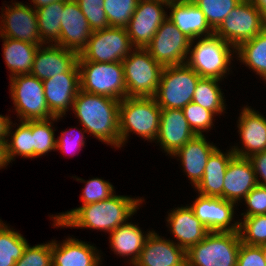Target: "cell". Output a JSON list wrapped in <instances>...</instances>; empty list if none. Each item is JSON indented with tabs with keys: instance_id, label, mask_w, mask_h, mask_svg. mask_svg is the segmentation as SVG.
I'll return each instance as SVG.
<instances>
[{
	"instance_id": "9",
	"label": "cell",
	"mask_w": 266,
	"mask_h": 266,
	"mask_svg": "<svg viewBox=\"0 0 266 266\" xmlns=\"http://www.w3.org/2000/svg\"><path fill=\"white\" fill-rule=\"evenodd\" d=\"M10 93L20 121L48 120L55 116L50 112L44 95L43 82L31 74L10 78Z\"/></svg>"
},
{
	"instance_id": "15",
	"label": "cell",
	"mask_w": 266,
	"mask_h": 266,
	"mask_svg": "<svg viewBox=\"0 0 266 266\" xmlns=\"http://www.w3.org/2000/svg\"><path fill=\"white\" fill-rule=\"evenodd\" d=\"M42 82L47 106L55 117H63L69 109L72 110L74 99L80 90L77 62L66 73Z\"/></svg>"
},
{
	"instance_id": "20",
	"label": "cell",
	"mask_w": 266,
	"mask_h": 266,
	"mask_svg": "<svg viewBox=\"0 0 266 266\" xmlns=\"http://www.w3.org/2000/svg\"><path fill=\"white\" fill-rule=\"evenodd\" d=\"M194 136L182 109H161L156 141L167 154L172 156Z\"/></svg>"
},
{
	"instance_id": "44",
	"label": "cell",
	"mask_w": 266,
	"mask_h": 266,
	"mask_svg": "<svg viewBox=\"0 0 266 266\" xmlns=\"http://www.w3.org/2000/svg\"><path fill=\"white\" fill-rule=\"evenodd\" d=\"M236 266H266L261 247L241 242Z\"/></svg>"
},
{
	"instance_id": "45",
	"label": "cell",
	"mask_w": 266,
	"mask_h": 266,
	"mask_svg": "<svg viewBox=\"0 0 266 266\" xmlns=\"http://www.w3.org/2000/svg\"><path fill=\"white\" fill-rule=\"evenodd\" d=\"M83 132L81 131V129L79 130V132L81 134L79 135H72L70 136L71 132L70 131H63L61 133V135L57 138L56 140V150H60L63 153H73L74 151H77L80 147V150L82 148V146H85V141H84V132L85 129L82 128ZM70 132V133H69ZM70 136V137H69ZM77 149V150H75ZM75 155V152L72 154V156Z\"/></svg>"
},
{
	"instance_id": "47",
	"label": "cell",
	"mask_w": 266,
	"mask_h": 266,
	"mask_svg": "<svg viewBox=\"0 0 266 266\" xmlns=\"http://www.w3.org/2000/svg\"><path fill=\"white\" fill-rule=\"evenodd\" d=\"M11 119L7 116L0 115V139L7 140ZM7 138V139H5Z\"/></svg>"
},
{
	"instance_id": "39",
	"label": "cell",
	"mask_w": 266,
	"mask_h": 266,
	"mask_svg": "<svg viewBox=\"0 0 266 266\" xmlns=\"http://www.w3.org/2000/svg\"><path fill=\"white\" fill-rule=\"evenodd\" d=\"M185 118L196 135H203L202 132L210 130L213 125L215 114L202 106L190 102L183 109Z\"/></svg>"
},
{
	"instance_id": "21",
	"label": "cell",
	"mask_w": 266,
	"mask_h": 266,
	"mask_svg": "<svg viewBox=\"0 0 266 266\" xmlns=\"http://www.w3.org/2000/svg\"><path fill=\"white\" fill-rule=\"evenodd\" d=\"M168 18L191 41L214 35L204 13L191 0H169Z\"/></svg>"
},
{
	"instance_id": "51",
	"label": "cell",
	"mask_w": 266,
	"mask_h": 266,
	"mask_svg": "<svg viewBox=\"0 0 266 266\" xmlns=\"http://www.w3.org/2000/svg\"><path fill=\"white\" fill-rule=\"evenodd\" d=\"M263 251L264 260L266 262V243L260 246Z\"/></svg>"
},
{
	"instance_id": "12",
	"label": "cell",
	"mask_w": 266,
	"mask_h": 266,
	"mask_svg": "<svg viewBox=\"0 0 266 266\" xmlns=\"http://www.w3.org/2000/svg\"><path fill=\"white\" fill-rule=\"evenodd\" d=\"M190 44L191 40L167 17L145 49L164 67L186 63Z\"/></svg>"
},
{
	"instance_id": "28",
	"label": "cell",
	"mask_w": 266,
	"mask_h": 266,
	"mask_svg": "<svg viewBox=\"0 0 266 266\" xmlns=\"http://www.w3.org/2000/svg\"><path fill=\"white\" fill-rule=\"evenodd\" d=\"M150 232L148 231L146 235H143L144 233L136 224L125 222L109 233V243L113 249L112 251L122 257L131 256L129 257V264L133 265Z\"/></svg>"
},
{
	"instance_id": "4",
	"label": "cell",
	"mask_w": 266,
	"mask_h": 266,
	"mask_svg": "<svg viewBox=\"0 0 266 266\" xmlns=\"http://www.w3.org/2000/svg\"><path fill=\"white\" fill-rule=\"evenodd\" d=\"M194 42V40L191 41L188 53L190 56L187 57L186 63L201 78H215L218 80L225 78V74L230 72L229 66L236 48L216 35L201 37L193 45Z\"/></svg>"
},
{
	"instance_id": "32",
	"label": "cell",
	"mask_w": 266,
	"mask_h": 266,
	"mask_svg": "<svg viewBox=\"0 0 266 266\" xmlns=\"http://www.w3.org/2000/svg\"><path fill=\"white\" fill-rule=\"evenodd\" d=\"M219 81L215 78H200L196 84L192 102L216 115L223 114L226 105L222 89L218 86Z\"/></svg>"
},
{
	"instance_id": "3",
	"label": "cell",
	"mask_w": 266,
	"mask_h": 266,
	"mask_svg": "<svg viewBox=\"0 0 266 266\" xmlns=\"http://www.w3.org/2000/svg\"><path fill=\"white\" fill-rule=\"evenodd\" d=\"M160 115L161 108L154 97H125L120 100V147L126 143L127 137L132 132L146 140H156L159 132Z\"/></svg>"
},
{
	"instance_id": "7",
	"label": "cell",
	"mask_w": 266,
	"mask_h": 266,
	"mask_svg": "<svg viewBox=\"0 0 266 266\" xmlns=\"http://www.w3.org/2000/svg\"><path fill=\"white\" fill-rule=\"evenodd\" d=\"M77 63L81 90L119 101L126 97L122 62L77 60Z\"/></svg>"
},
{
	"instance_id": "17",
	"label": "cell",
	"mask_w": 266,
	"mask_h": 266,
	"mask_svg": "<svg viewBox=\"0 0 266 266\" xmlns=\"http://www.w3.org/2000/svg\"><path fill=\"white\" fill-rule=\"evenodd\" d=\"M89 23L76 0H65L61 17L59 45L78 55L92 34Z\"/></svg>"
},
{
	"instance_id": "8",
	"label": "cell",
	"mask_w": 266,
	"mask_h": 266,
	"mask_svg": "<svg viewBox=\"0 0 266 266\" xmlns=\"http://www.w3.org/2000/svg\"><path fill=\"white\" fill-rule=\"evenodd\" d=\"M126 97H154L163 66L143 48H135L122 61Z\"/></svg>"
},
{
	"instance_id": "46",
	"label": "cell",
	"mask_w": 266,
	"mask_h": 266,
	"mask_svg": "<svg viewBox=\"0 0 266 266\" xmlns=\"http://www.w3.org/2000/svg\"><path fill=\"white\" fill-rule=\"evenodd\" d=\"M249 159L253 164L257 183L266 186V151L256 153ZM258 177H260V179L262 177V181L258 179Z\"/></svg>"
},
{
	"instance_id": "48",
	"label": "cell",
	"mask_w": 266,
	"mask_h": 266,
	"mask_svg": "<svg viewBox=\"0 0 266 266\" xmlns=\"http://www.w3.org/2000/svg\"><path fill=\"white\" fill-rule=\"evenodd\" d=\"M6 140L0 139V169L8 165Z\"/></svg>"
},
{
	"instance_id": "41",
	"label": "cell",
	"mask_w": 266,
	"mask_h": 266,
	"mask_svg": "<svg viewBox=\"0 0 266 266\" xmlns=\"http://www.w3.org/2000/svg\"><path fill=\"white\" fill-rule=\"evenodd\" d=\"M85 15L91 30L98 31L109 28V22L104 11V0H76Z\"/></svg>"
},
{
	"instance_id": "14",
	"label": "cell",
	"mask_w": 266,
	"mask_h": 266,
	"mask_svg": "<svg viewBox=\"0 0 266 266\" xmlns=\"http://www.w3.org/2000/svg\"><path fill=\"white\" fill-rule=\"evenodd\" d=\"M12 4L14 5L2 9L5 13L3 11L0 16L2 19L0 37L43 45L38 31L36 10L31 5H24L21 2H12Z\"/></svg>"
},
{
	"instance_id": "18",
	"label": "cell",
	"mask_w": 266,
	"mask_h": 266,
	"mask_svg": "<svg viewBox=\"0 0 266 266\" xmlns=\"http://www.w3.org/2000/svg\"><path fill=\"white\" fill-rule=\"evenodd\" d=\"M133 266H187L186 250L151 231Z\"/></svg>"
},
{
	"instance_id": "43",
	"label": "cell",
	"mask_w": 266,
	"mask_h": 266,
	"mask_svg": "<svg viewBox=\"0 0 266 266\" xmlns=\"http://www.w3.org/2000/svg\"><path fill=\"white\" fill-rule=\"evenodd\" d=\"M243 200L248 208L243 217L266 214V186L257 184Z\"/></svg>"
},
{
	"instance_id": "42",
	"label": "cell",
	"mask_w": 266,
	"mask_h": 266,
	"mask_svg": "<svg viewBox=\"0 0 266 266\" xmlns=\"http://www.w3.org/2000/svg\"><path fill=\"white\" fill-rule=\"evenodd\" d=\"M15 266H52L51 242L33 247L28 244Z\"/></svg>"
},
{
	"instance_id": "38",
	"label": "cell",
	"mask_w": 266,
	"mask_h": 266,
	"mask_svg": "<svg viewBox=\"0 0 266 266\" xmlns=\"http://www.w3.org/2000/svg\"><path fill=\"white\" fill-rule=\"evenodd\" d=\"M139 0H104L109 27L126 28Z\"/></svg>"
},
{
	"instance_id": "6",
	"label": "cell",
	"mask_w": 266,
	"mask_h": 266,
	"mask_svg": "<svg viewBox=\"0 0 266 266\" xmlns=\"http://www.w3.org/2000/svg\"><path fill=\"white\" fill-rule=\"evenodd\" d=\"M240 245L239 232L210 231L186 251L187 266H236Z\"/></svg>"
},
{
	"instance_id": "25",
	"label": "cell",
	"mask_w": 266,
	"mask_h": 266,
	"mask_svg": "<svg viewBox=\"0 0 266 266\" xmlns=\"http://www.w3.org/2000/svg\"><path fill=\"white\" fill-rule=\"evenodd\" d=\"M51 252L52 266H99L102 262L96 247L70 237L61 244L52 240Z\"/></svg>"
},
{
	"instance_id": "13",
	"label": "cell",
	"mask_w": 266,
	"mask_h": 266,
	"mask_svg": "<svg viewBox=\"0 0 266 266\" xmlns=\"http://www.w3.org/2000/svg\"><path fill=\"white\" fill-rule=\"evenodd\" d=\"M168 2L169 0H139L126 27L134 48L145 49L150 44L159 26L168 17L163 8H167Z\"/></svg>"
},
{
	"instance_id": "37",
	"label": "cell",
	"mask_w": 266,
	"mask_h": 266,
	"mask_svg": "<svg viewBox=\"0 0 266 266\" xmlns=\"http://www.w3.org/2000/svg\"><path fill=\"white\" fill-rule=\"evenodd\" d=\"M204 13L210 27L215 30L242 0H191Z\"/></svg>"
},
{
	"instance_id": "40",
	"label": "cell",
	"mask_w": 266,
	"mask_h": 266,
	"mask_svg": "<svg viewBox=\"0 0 266 266\" xmlns=\"http://www.w3.org/2000/svg\"><path fill=\"white\" fill-rule=\"evenodd\" d=\"M76 180L86 183L82 192L83 195H81L82 206L100 202L115 193L114 186L101 178H93L88 181L76 178Z\"/></svg>"
},
{
	"instance_id": "49",
	"label": "cell",
	"mask_w": 266,
	"mask_h": 266,
	"mask_svg": "<svg viewBox=\"0 0 266 266\" xmlns=\"http://www.w3.org/2000/svg\"><path fill=\"white\" fill-rule=\"evenodd\" d=\"M266 19V0H250Z\"/></svg>"
},
{
	"instance_id": "27",
	"label": "cell",
	"mask_w": 266,
	"mask_h": 266,
	"mask_svg": "<svg viewBox=\"0 0 266 266\" xmlns=\"http://www.w3.org/2000/svg\"><path fill=\"white\" fill-rule=\"evenodd\" d=\"M230 150L224 154L217 148L208 158L204 175L195 187L200 195L223 199L224 176L230 160L235 156Z\"/></svg>"
},
{
	"instance_id": "34",
	"label": "cell",
	"mask_w": 266,
	"mask_h": 266,
	"mask_svg": "<svg viewBox=\"0 0 266 266\" xmlns=\"http://www.w3.org/2000/svg\"><path fill=\"white\" fill-rule=\"evenodd\" d=\"M20 122V125H17L18 128L13 133L11 132L13 122L10 124L8 137L11 136V138L6 140L9 162L14 160L16 155L23 158H33L32 121Z\"/></svg>"
},
{
	"instance_id": "29",
	"label": "cell",
	"mask_w": 266,
	"mask_h": 266,
	"mask_svg": "<svg viewBox=\"0 0 266 266\" xmlns=\"http://www.w3.org/2000/svg\"><path fill=\"white\" fill-rule=\"evenodd\" d=\"M3 43V55L6 66L10 70V78L20 74H30L34 57L40 45L23 42L20 40L1 37Z\"/></svg>"
},
{
	"instance_id": "31",
	"label": "cell",
	"mask_w": 266,
	"mask_h": 266,
	"mask_svg": "<svg viewBox=\"0 0 266 266\" xmlns=\"http://www.w3.org/2000/svg\"><path fill=\"white\" fill-rule=\"evenodd\" d=\"M65 1L51 3L36 9L38 31L43 44L59 45L61 17Z\"/></svg>"
},
{
	"instance_id": "30",
	"label": "cell",
	"mask_w": 266,
	"mask_h": 266,
	"mask_svg": "<svg viewBox=\"0 0 266 266\" xmlns=\"http://www.w3.org/2000/svg\"><path fill=\"white\" fill-rule=\"evenodd\" d=\"M237 58L260 78L266 76V27L253 39L242 42L236 49Z\"/></svg>"
},
{
	"instance_id": "11",
	"label": "cell",
	"mask_w": 266,
	"mask_h": 266,
	"mask_svg": "<svg viewBox=\"0 0 266 266\" xmlns=\"http://www.w3.org/2000/svg\"><path fill=\"white\" fill-rule=\"evenodd\" d=\"M135 49L126 28L109 27L92 32L77 60L122 62Z\"/></svg>"
},
{
	"instance_id": "22",
	"label": "cell",
	"mask_w": 266,
	"mask_h": 266,
	"mask_svg": "<svg viewBox=\"0 0 266 266\" xmlns=\"http://www.w3.org/2000/svg\"><path fill=\"white\" fill-rule=\"evenodd\" d=\"M42 48V49H41ZM78 59V54L57 44L40 45L34 57L31 75L41 81L66 73Z\"/></svg>"
},
{
	"instance_id": "36",
	"label": "cell",
	"mask_w": 266,
	"mask_h": 266,
	"mask_svg": "<svg viewBox=\"0 0 266 266\" xmlns=\"http://www.w3.org/2000/svg\"><path fill=\"white\" fill-rule=\"evenodd\" d=\"M241 242L251 246H261L266 243V214L243 217L239 221Z\"/></svg>"
},
{
	"instance_id": "35",
	"label": "cell",
	"mask_w": 266,
	"mask_h": 266,
	"mask_svg": "<svg viewBox=\"0 0 266 266\" xmlns=\"http://www.w3.org/2000/svg\"><path fill=\"white\" fill-rule=\"evenodd\" d=\"M62 117H54L48 120L32 121L33 159L38 158L51 150H56L55 130L52 121Z\"/></svg>"
},
{
	"instance_id": "19",
	"label": "cell",
	"mask_w": 266,
	"mask_h": 266,
	"mask_svg": "<svg viewBox=\"0 0 266 266\" xmlns=\"http://www.w3.org/2000/svg\"><path fill=\"white\" fill-rule=\"evenodd\" d=\"M237 127L243 147L231 148L235 156L250 158L256 153L266 151V118L261 113L245 106Z\"/></svg>"
},
{
	"instance_id": "16",
	"label": "cell",
	"mask_w": 266,
	"mask_h": 266,
	"mask_svg": "<svg viewBox=\"0 0 266 266\" xmlns=\"http://www.w3.org/2000/svg\"><path fill=\"white\" fill-rule=\"evenodd\" d=\"M235 205V203L221 197L198 194V197L190 207L194 211L195 216L209 231L238 232L239 221L231 223L234 217Z\"/></svg>"
},
{
	"instance_id": "10",
	"label": "cell",
	"mask_w": 266,
	"mask_h": 266,
	"mask_svg": "<svg viewBox=\"0 0 266 266\" xmlns=\"http://www.w3.org/2000/svg\"><path fill=\"white\" fill-rule=\"evenodd\" d=\"M266 27V19L250 0H242L214 30V35L237 48Z\"/></svg>"
},
{
	"instance_id": "2",
	"label": "cell",
	"mask_w": 266,
	"mask_h": 266,
	"mask_svg": "<svg viewBox=\"0 0 266 266\" xmlns=\"http://www.w3.org/2000/svg\"><path fill=\"white\" fill-rule=\"evenodd\" d=\"M120 101L79 90L72 110L87 132L101 142L120 148Z\"/></svg>"
},
{
	"instance_id": "23",
	"label": "cell",
	"mask_w": 266,
	"mask_h": 266,
	"mask_svg": "<svg viewBox=\"0 0 266 266\" xmlns=\"http://www.w3.org/2000/svg\"><path fill=\"white\" fill-rule=\"evenodd\" d=\"M257 184L250 159L234 156L224 176L223 199L236 204L244 199Z\"/></svg>"
},
{
	"instance_id": "33",
	"label": "cell",
	"mask_w": 266,
	"mask_h": 266,
	"mask_svg": "<svg viewBox=\"0 0 266 266\" xmlns=\"http://www.w3.org/2000/svg\"><path fill=\"white\" fill-rule=\"evenodd\" d=\"M27 245L21 233L11 230L0 220V266H15Z\"/></svg>"
},
{
	"instance_id": "50",
	"label": "cell",
	"mask_w": 266,
	"mask_h": 266,
	"mask_svg": "<svg viewBox=\"0 0 266 266\" xmlns=\"http://www.w3.org/2000/svg\"><path fill=\"white\" fill-rule=\"evenodd\" d=\"M59 1H65V0H31V2H33V6L35 10L43 6L49 5L51 3H55Z\"/></svg>"
},
{
	"instance_id": "24",
	"label": "cell",
	"mask_w": 266,
	"mask_h": 266,
	"mask_svg": "<svg viewBox=\"0 0 266 266\" xmlns=\"http://www.w3.org/2000/svg\"><path fill=\"white\" fill-rule=\"evenodd\" d=\"M166 221L170 226L171 233L178 241L176 244L186 251L202 241L210 232L195 216L192 208L187 205L173 208Z\"/></svg>"
},
{
	"instance_id": "26",
	"label": "cell",
	"mask_w": 266,
	"mask_h": 266,
	"mask_svg": "<svg viewBox=\"0 0 266 266\" xmlns=\"http://www.w3.org/2000/svg\"><path fill=\"white\" fill-rule=\"evenodd\" d=\"M216 149L217 147L213 143L206 141L203 134L194 136L172 155L180 158L183 171L191 180L194 188L201 181L208 158Z\"/></svg>"
},
{
	"instance_id": "5",
	"label": "cell",
	"mask_w": 266,
	"mask_h": 266,
	"mask_svg": "<svg viewBox=\"0 0 266 266\" xmlns=\"http://www.w3.org/2000/svg\"><path fill=\"white\" fill-rule=\"evenodd\" d=\"M201 76L187 63L164 66L154 98L161 109H183L192 102Z\"/></svg>"
},
{
	"instance_id": "1",
	"label": "cell",
	"mask_w": 266,
	"mask_h": 266,
	"mask_svg": "<svg viewBox=\"0 0 266 266\" xmlns=\"http://www.w3.org/2000/svg\"><path fill=\"white\" fill-rule=\"evenodd\" d=\"M142 201L141 198L113 194L100 202L52 215L53 227L89 228L110 233L137 213Z\"/></svg>"
}]
</instances>
